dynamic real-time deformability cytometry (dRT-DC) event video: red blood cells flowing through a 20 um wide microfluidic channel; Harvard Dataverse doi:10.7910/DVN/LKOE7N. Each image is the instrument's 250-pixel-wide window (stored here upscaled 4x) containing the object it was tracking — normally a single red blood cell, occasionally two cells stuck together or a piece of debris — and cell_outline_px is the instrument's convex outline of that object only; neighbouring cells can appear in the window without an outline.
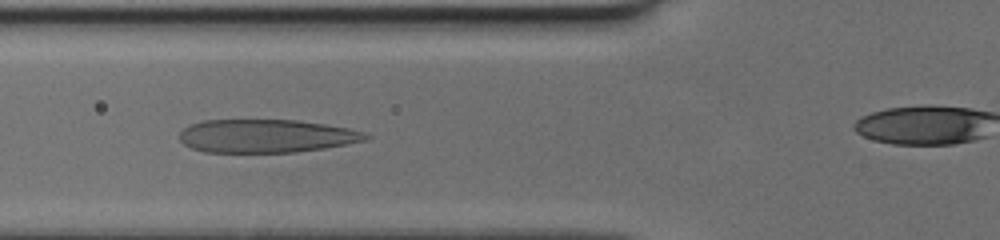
{"species": "human", "species_latin": "Homo sapiens", "temperature_condition": "cold", "stored_images_in_passage": 42, "camera_frame_rate_fps": 3000, "um_per_image_px": 0.085, "donor": {"sex": "female"}, "frame": {"image": 1, "passage_image": 19, "time_ms": 6.0, "image_size_px": [1000, 240], "cell_outline_px": [[372, 136], [364, 140], [324, 148], [296, 152], [204, 152], [192, 148], [184, 144], [180, 140], [180, 132], [188, 124], [204, 120], [296, 120], [324, 124], [348, 128], [364, 132]], "centroid_in_image_um": [22.59, 11.55], "position_along_channel_um": 103.2, "area_um2": 35.95}}
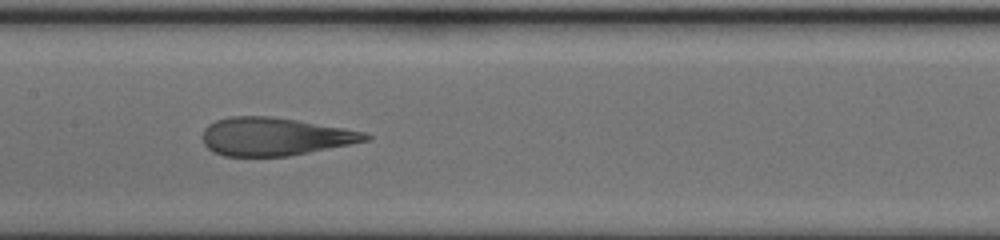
{"frame": {"image": 2, "passage_image": 25, "time_ms": 8.0, "image_size_px": [1000, 240], "cell_outline_px": [[372, 136], [368, 140], [288, 156], [224, 156], [212, 152], [204, 144], [200, 136], [204, 128], [208, 124], [216, 120], [228, 116], [272, 116], [344, 128], [364, 132]], "centroid_in_image_um": [23.26, 11.6], "position_along_channel_um": 184.1, "area_um2": 36.01}}
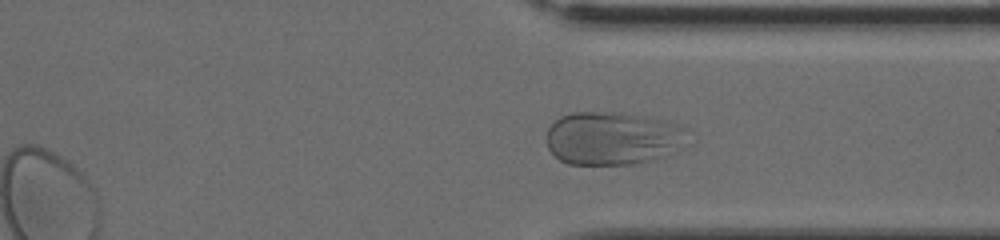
{"frame": {"image": 3, "passage_image": 38, "time_ms": 12.333, "image_size_px": [1000, 240], "cell_outline_px": [[684, 128], [660, 156], [652, 160], [632, 164], [568, 164], [560, 160], [548, 148], [548, 128], [560, 116], [572, 112], [620, 112], [644, 116], [676, 124]], "centroid_in_image_um": [51.82, 11.73], "position_along_channel_um": 359.6, "area_um2": 41.62}}